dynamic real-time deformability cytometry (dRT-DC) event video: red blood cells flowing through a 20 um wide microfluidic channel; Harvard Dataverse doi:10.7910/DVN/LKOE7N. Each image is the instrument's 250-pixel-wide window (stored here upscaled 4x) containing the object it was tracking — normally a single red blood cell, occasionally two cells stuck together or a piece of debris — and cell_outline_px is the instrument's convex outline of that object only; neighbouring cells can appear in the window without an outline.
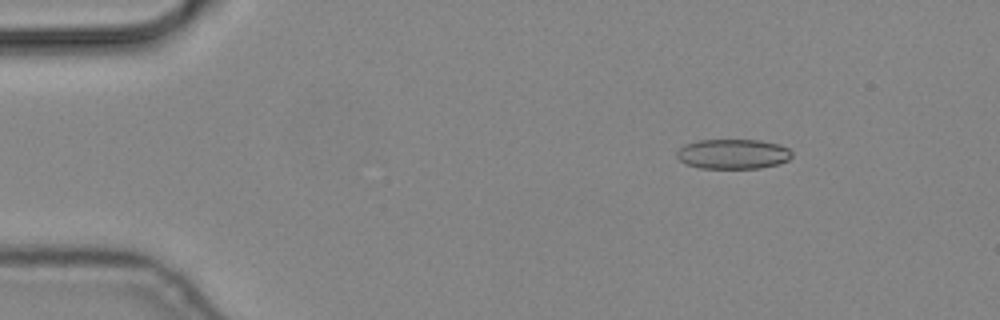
{"species": "common noctule bat (a hibernating species)", "species_latin": "Nyctalus noctula", "temperature_condition": "cold", "stored_images_in_passage": 5, "camera_frame_rate_fps": 3000, "um_per_image_px": 0.085, "animal": {"sex": "male", "body_mass_g": 19.2, "forearm_length_mm": 51.8}, "frame": {"image": 1, "passage_image": 2, "time_ms": 0.333, "image_size_px": [1000, 320], "cell_outline_px": [[792, 156], [788, 160], [780, 164], [760, 168], [700, 168], [688, 164], [680, 160], [676, 156], [676, 152], [684, 144], [696, 140], [760, 140], [780, 144], [788, 148], [792, 152]], "centroid_in_image_um": [62.32, 13.08], "position_along_channel_um": 22.7, "area_um2": 20.17}}
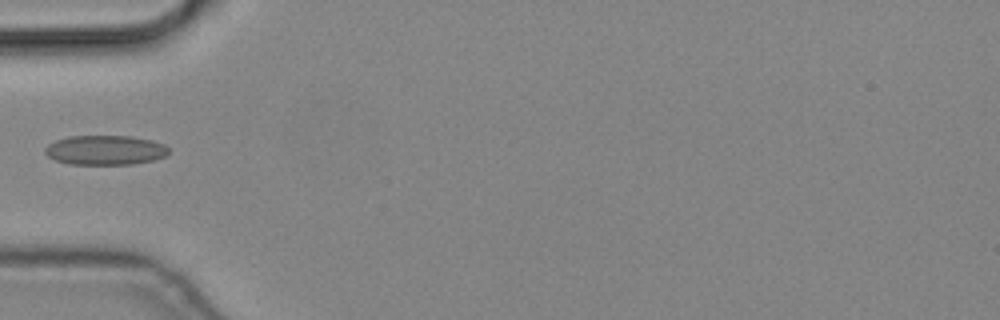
{"frame": {"image": 2, "passage_image": 5, "time_ms": 1.333, "image_size_px": [1000, 320], "cell_outline_px": [[168, 152], [164, 156], [152, 160], [132, 164], [68, 164], [56, 160], [48, 156], [44, 152], [44, 148], [48, 144], [56, 140], [68, 136], [128, 136], [152, 140], [164, 144], [168, 148]], "centroid_in_image_um": [8.91, 12.75], "position_along_channel_um": 76.1, "area_um2": 21.21}}